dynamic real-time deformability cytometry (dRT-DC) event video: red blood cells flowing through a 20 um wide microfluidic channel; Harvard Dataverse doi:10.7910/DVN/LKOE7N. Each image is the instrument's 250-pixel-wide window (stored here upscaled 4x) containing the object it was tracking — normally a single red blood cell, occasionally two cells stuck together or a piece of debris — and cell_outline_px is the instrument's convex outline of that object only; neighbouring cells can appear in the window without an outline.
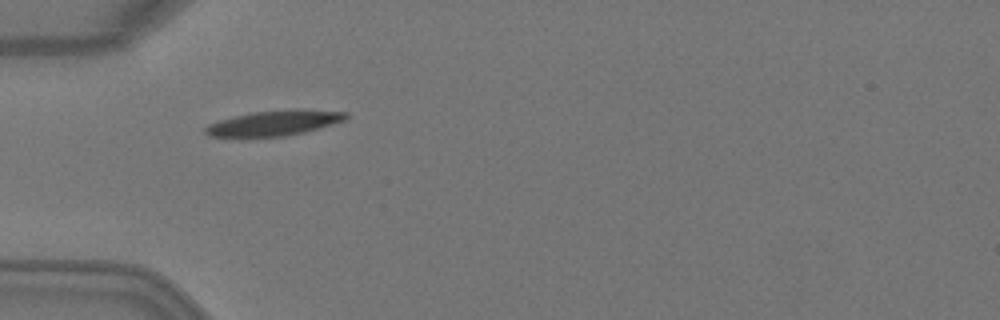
{"species": "Egyptian fruit bat (a non-hibernating species)", "species_latin": "Rousettus aegyptiacus", "temperature_condition": "warm", "stored_images_in_passage": 2, "camera_frame_rate_fps": 3000, "um_per_image_px": 0.085, "animal": {"sex": "female"}, "frame": {"image": 1, "passage_image": 1, "time_ms": 0.0, "image_size_px": [1000, 320], "cell_outline_px": [[348, 116], [344, 120], [332, 124], [304, 132], [284, 136], [208, 136], [204, 132], [204, 128], [208, 124], [220, 120], [252, 112], [348, 112]], "centroid_in_image_um": [23.19, 10.51], "position_along_channel_um": 61.8, "area_um2": 19.07}}